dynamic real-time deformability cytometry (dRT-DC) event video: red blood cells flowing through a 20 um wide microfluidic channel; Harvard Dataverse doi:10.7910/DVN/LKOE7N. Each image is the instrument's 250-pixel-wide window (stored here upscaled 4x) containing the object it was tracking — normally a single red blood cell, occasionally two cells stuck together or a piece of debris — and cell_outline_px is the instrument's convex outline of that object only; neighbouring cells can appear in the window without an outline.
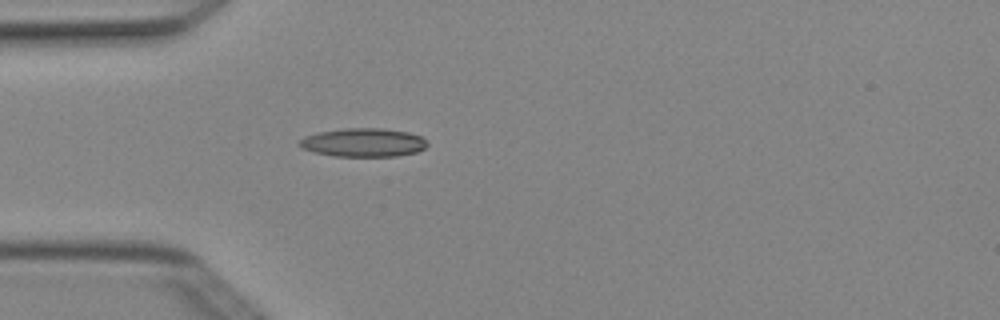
{"species": "Egyptian fruit bat (a non-hibernating species)", "species_latin": "Rousettus aegyptiacus", "temperature_condition": "cold", "stored_images_in_passage": 3, "camera_frame_rate_fps": 3000, "um_per_image_px": 0.085, "animal": {"sex": "female"}, "frame": {"image": 1, "passage_image": 3, "time_ms": 0.667, "image_size_px": [1000, 320], "cell_outline_px": [[428, 144], [424, 148], [416, 152], [396, 156], [332, 156], [312, 152], [296, 144], [304, 136], [320, 132], [344, 128], [384, 128], [408, 132], [420, 136]], "centroid_in_image_um": [30.86, 12.11], "position_along_channel_um": 54.1, "area_um2": 21.27}}